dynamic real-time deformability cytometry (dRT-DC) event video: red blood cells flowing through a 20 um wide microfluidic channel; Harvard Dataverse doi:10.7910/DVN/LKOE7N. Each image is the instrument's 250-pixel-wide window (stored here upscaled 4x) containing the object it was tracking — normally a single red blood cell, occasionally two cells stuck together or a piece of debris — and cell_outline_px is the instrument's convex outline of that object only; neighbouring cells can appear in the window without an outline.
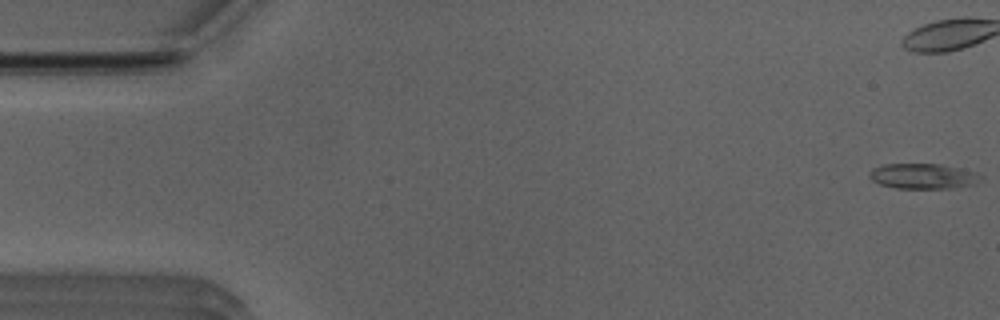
{"species": "Egyptian fruit bat (a non-hibernating species)", "species_latin": "Rousettus aegyptiacus", "temperature_condition": "room temperature", "stored_images_in_passage": 53, "camera_frame_rate_fps": 3000, "um_per_image_px": 0.085, "animal": {"sex": "male"}, "frame": {"image": 1, "passage_image": 1, "time_ms": 0.0, "image_size_px": [1000, 320], "cell_outline_px": [[980, 180], [972, 184], [952, 188], [896, 188], [880, 184], [872, 180], [868, 176], [876, 168], [884, 164], [940, 164], [972, 172], [980, 176]], "centroid_in_image_um": [78.41, 14.98], "position_along_channel_um": 6.6, "area_um2": 15.84}}
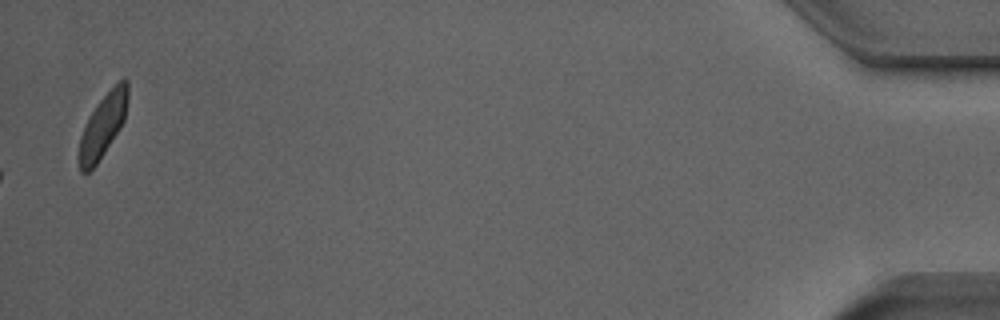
{"frame": {"image": 2, "passage_image": 53, "time_ms": 17.333, "image_size_px": [1000, 320], "cell_outline_px": [[128, 100], [124, 120], [120, 128], [96, 164], [88, 172], [80, 172], [76, 156], [80, 136], [96, 104], [124, 76], [128, 80]], "centroid_in_image_um": [8.72, 10.7], "position_along_channel_um": 426.5, "area_um2": 17.92}, "authors_computed_cell_mechanics": {"area_um2": 15.4326, "velocity_mm_per_s": 3.9603, "shape_relaxation_time_tau1_ms": 2.0074, "shape_relaxation_time_tau2_ms": null, "deformation_change_tau1": 0.0972, "deformation_change_tau2": null}}